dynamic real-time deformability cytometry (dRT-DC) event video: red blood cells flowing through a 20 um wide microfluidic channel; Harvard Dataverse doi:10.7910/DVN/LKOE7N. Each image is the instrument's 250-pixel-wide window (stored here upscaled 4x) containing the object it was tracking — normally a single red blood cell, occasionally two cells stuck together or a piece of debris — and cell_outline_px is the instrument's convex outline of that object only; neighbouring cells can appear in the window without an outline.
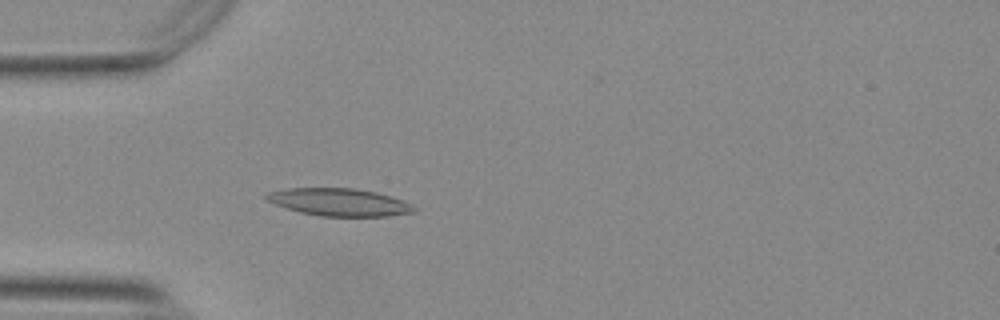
{"species": "Egyptian fruit bat (a non-hibernating species)", "species_latin": "Rousettus aegyptiacus", "temperature_condition": "warm", "stored_images_in_passage": 38, "camera_frame_rate_fps": 3000, "um_per_image_px": 0.085, "animal": {"sex": "female"}, "frame": {"image": 1, "passage_image": 7, "time_ms": 2.0, "image_size_px": [1000, 320], "cell_outline_px": [[416, 208], [412, 212], [388, 216], [320, 216], [300, 212], [276, 204], [268, 200], [264, 196], [268, 192], [288, 188], [352, 188], [376, 192], [412, 204]], "centroid_in_image_um": [28.82, 17.18], "position_along_channel_um": 56.2, "area_um2": 23.29}}
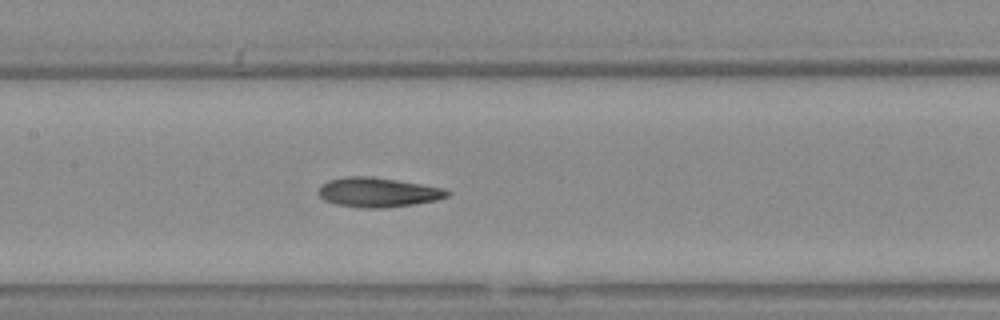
{"frame": {"image": 2, "passage_image": 17, "time_ms": 5.333, "image_size_px": [1000, 320], "cell_outline_px": [[452, 192], [448, 196], [436, 200], [416, 204], [384, 208], [360, 208], [336, 204], [324, 200], [316, 192], [328, 180], [348, 176], [368, 176], [396, 180], [444, 188]], "centroid_in_image_um": [32.13, 16.36], "position_along_channel_um": 175.3, "area_um2": 22.14}}
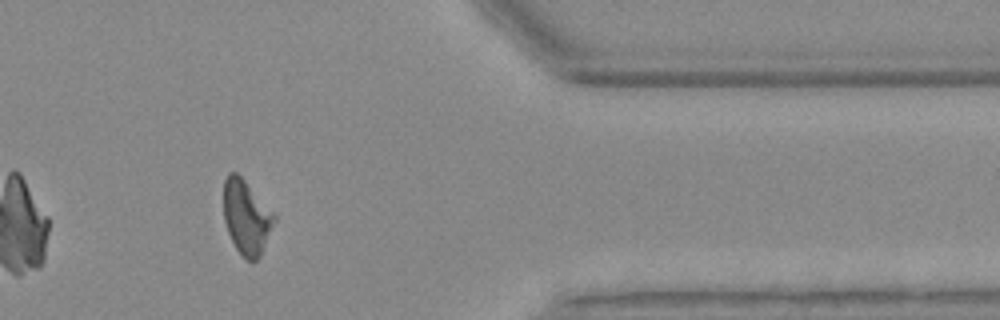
{"frame": {"image": 3, "passage_image": 36, "time_ms": 11.667, "image_size_px": [1000, 320], "cell_outline_px": [[276, 220], [260, 256], [256, 260], [248, 260], [236, 248], [228, 232], [224, 220], [224, 180], [228, 172], [236, 172], [244, 180], [276, 216]], "centroid_in_image_um": [20.94, 18.45], "position_along_channel_um": 390.5, "area_um2": 21.44}, "authors_computed_cell_mechanics": {"area_um2": 22.1374, "velocity_mm_per_s": 3.751, "shape_relaxation_time_tau1_ms": null, "shape_relaxation_time_tau2_ms": 6.0289, "deformation_change_tau1": null, "deformation_change_tau2": 0.1667}}